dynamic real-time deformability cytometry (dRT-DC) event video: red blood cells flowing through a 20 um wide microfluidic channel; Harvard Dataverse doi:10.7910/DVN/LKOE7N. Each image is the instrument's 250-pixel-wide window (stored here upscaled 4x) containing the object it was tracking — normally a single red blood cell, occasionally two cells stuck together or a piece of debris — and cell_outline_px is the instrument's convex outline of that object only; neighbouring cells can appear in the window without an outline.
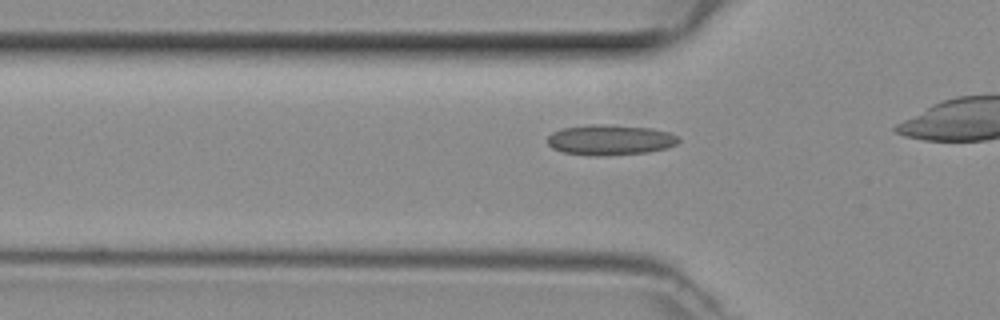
{"species": "common noctule bat (a hibernating species)", "species_latin": "Nyctalus noctula", "temperature_condition": "room temperature", "stored_images_in_passage": 17, "camera_frame_rate_fps": 3000, "um_per_image_px": 0.085, "animal": {"sex": "female", "body_mass_g": 29.2, "forearm_length_mm": 56.3}, "frame": {"image": 1, "passage_image": 12, "time_ms": 3.667, "image_size_px": [1000, 320], "cell_outline_px": [[680, 140], [676, 144], [668, 148], [648, 152], [604, 156], [588, 156], [564, 152], [552, 148], [548, 144], [548, 136], [552, 132], [560, 128], [588, 124], [604, 124], [652, 128], [668, 132], [676, 136]], "centroid_in_image_um": [51.83, 11.89], "position_along_channel_um": 74.0, "area_um2": 23.47}}
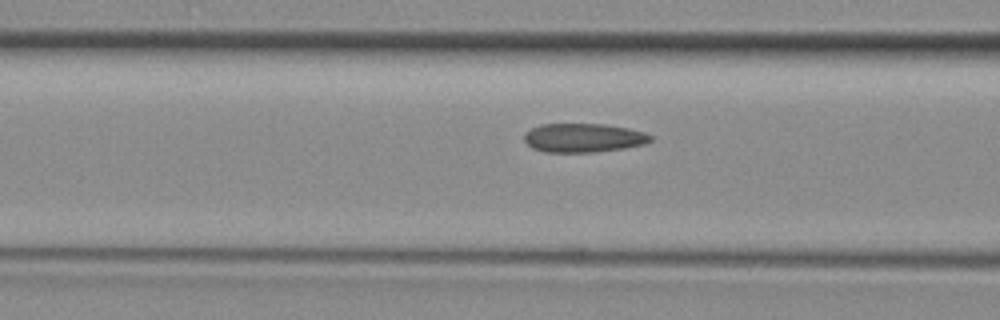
{"frame": {"image": 2, "passage_image": 15, "time_ms": 4.667, "image_size_px": [1000, 320], "cell_outline_px": [[652, 140], [644, 144], [624, 148], [596, 152], [544, 152], [532, 148], [524, 140], [524, 136], [532, 128], [540, 124], [604, 124], [628, 128], [644, 132], [652, 136]], "centroid_in_image_um": [49.6, 11.72], "position_along_channel_um": 117.0, "area_um2": 21.21}}